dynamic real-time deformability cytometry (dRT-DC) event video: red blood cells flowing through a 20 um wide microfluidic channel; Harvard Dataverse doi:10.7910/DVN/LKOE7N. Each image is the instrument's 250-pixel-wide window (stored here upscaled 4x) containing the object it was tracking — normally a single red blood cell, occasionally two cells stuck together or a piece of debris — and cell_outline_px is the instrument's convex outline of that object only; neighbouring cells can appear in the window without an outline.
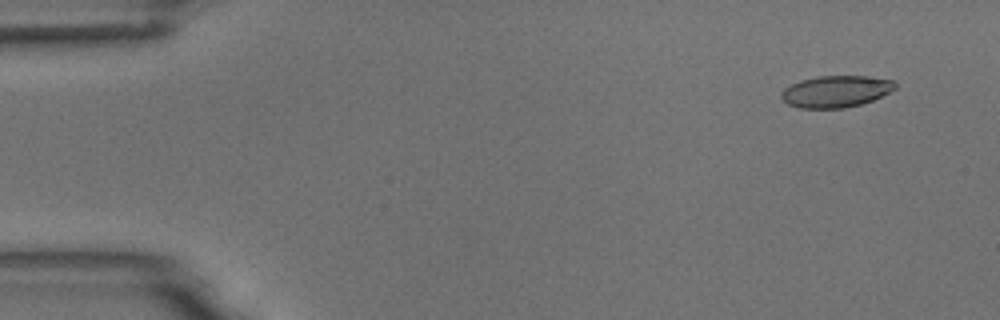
{"species": "common noctule bat (a hibernating species)", "species_latin": "Nyctalus noctula", "temperature_condition": "room temperature", "stored_images_in_passage": 8, "camera_frame_rate_fps": 3000, "um_per_image_px": 0.085, "animal": {"sex": "male", "body_mass_g": 18.8}, "frame": {"image": 1, "passage_image": 1, "time_ms": 0.0, "image_size_px": [1000, 320], "cell_outline_px": [[896, 88], [872, 100], [860, 104], [844, 108], [800, 108], [788, 104], [780, 96], [780, 92], [784, 88], [800, 80], [816, 76], [868, 76], [892, 80], [896, 84]], "centroid_in_image_um": [71.01, 7.76], "position_along_channel_um": 14.0, "area_um2": 20.92}}
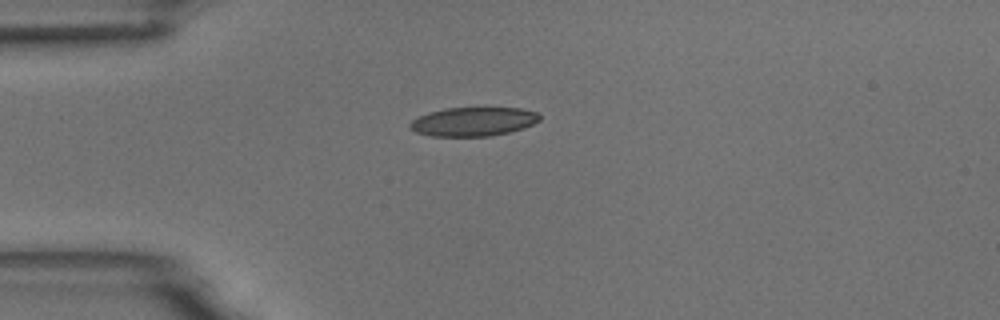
{"frame": {"image": 2, "passage_image": 3, "time_ms": 3.333, "image_size_px": [1000, 320], "cell_outline_px": [[540, 120], [524, 128], [492, 136], [432, 136], [416, 132], [408, 128], [408, 124], [412, 120], [428, 112], [444, 108], [520, 108], [536, 112], [540, 116]], "centroid_in_image_um": [40.2, 10.34], "position_along_channel_um": 44.8, "area_um2": 21.85}}
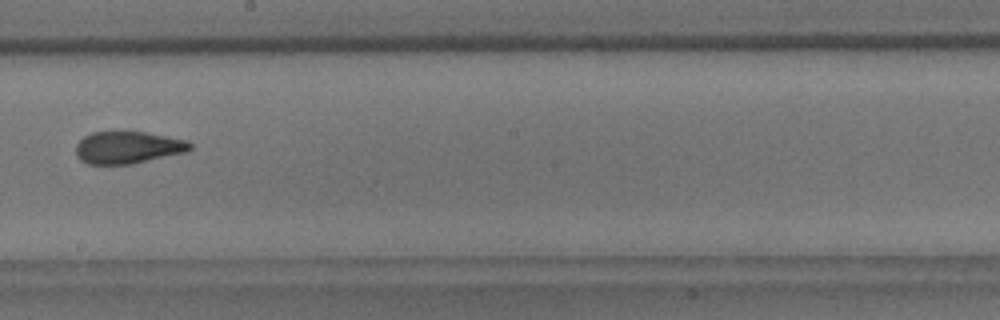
{"frame": {"image": 3, "passage_image": 8, "time_ms": 9.0, "image_size_px": [1000, 320], "cell_outline_px": [[192, 148], [188, 152], [132, 164], [88, 164], [80, 160], [76, 156], [76, 144], [84, 136], [92, 132], [144, 132], [188, 140], [192, 144]], "centroid_in_image_um": [10.88, 12.54], "position_along_channel_um": 237.3, "area_um2": 21.56}}